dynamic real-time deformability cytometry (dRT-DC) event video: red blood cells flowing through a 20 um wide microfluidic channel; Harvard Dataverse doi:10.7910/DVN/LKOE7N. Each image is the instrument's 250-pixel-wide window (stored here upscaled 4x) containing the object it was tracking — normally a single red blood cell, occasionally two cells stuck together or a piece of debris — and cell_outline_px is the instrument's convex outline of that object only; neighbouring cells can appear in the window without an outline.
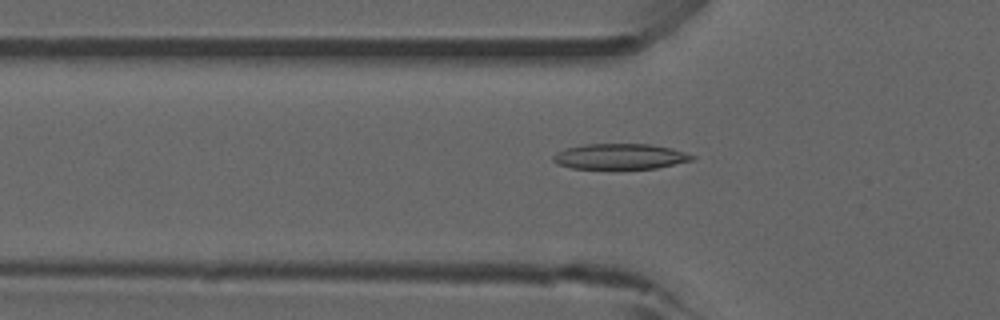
{"species": "common noctule bat (a hibernating species)", "species_latin": "Nyctalus noctula", "temperature_condition": "room temperature", "stored_images_in_passage": 36, "camera_frame_rate_fps": 3000, "um_per_image_px": 0.085, "animal": {"sex": "male", "forearm_length_mm": 52.5}, "frame": {"image": 1, "passage_image": 17, "time_ms": 5.333, "image_size_px": [1000, 320], "cell_outline_px": [[696, 156], [692, 160], [656, 168], [572, 168], [560, 164], [552, 160], [552, 156], [556, 152], [568, 148], [584, 144], [652, 144], [672, 148]], "centroid_in_image_um": [52.72, 13.29], "position_along_channel_um": 73.1, "area_um2": 20.4}}
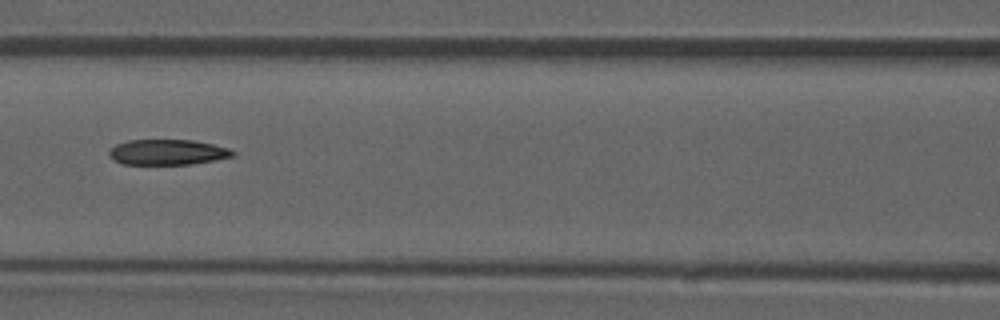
{"frame": {"image": 2, "passage_image": 23, "time_ms": 7.333, "image_size_px": [1000, 320], "cell_outline_px": [[236, 156], [216, 160], [192, 164], [124, 164], [112, 160], [108, 156], [108, 152], [116, 144], [128, 140], [192, 140], [212, 144], [228, 148], [236, 152]], "centroid_in_image_um": [14.25, 12.94], "position_along_channel_um": 152.4, "area_um2": 18.44}}
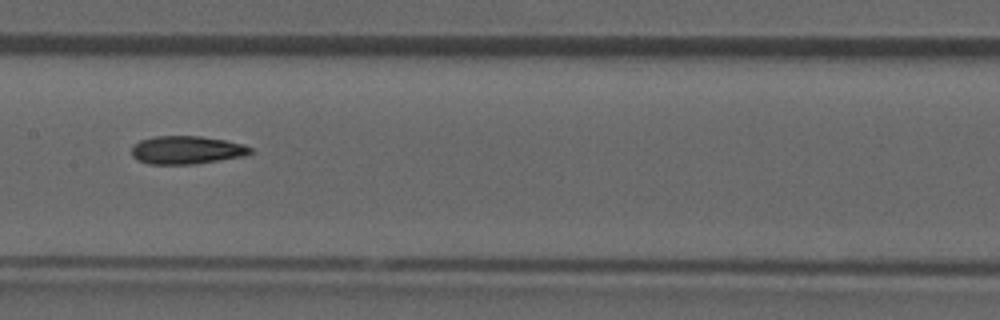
{"frame": {"image": 3, "passage_image": 26, "time_ms": 8.333, "image_size_px": [1000, 320], "cell_outline_px": [[252, 152], [244, 156], [192, 164], [148, 164], [132, 156], [132, 144], [140, 140], [156, 136], [200, 136], [224, 140], [244, 144], [252, 148]], "centroid_in_image_um": [15.85, 12.74], "position_along_channel_um": 191.6, "area_um2": 19.36}}